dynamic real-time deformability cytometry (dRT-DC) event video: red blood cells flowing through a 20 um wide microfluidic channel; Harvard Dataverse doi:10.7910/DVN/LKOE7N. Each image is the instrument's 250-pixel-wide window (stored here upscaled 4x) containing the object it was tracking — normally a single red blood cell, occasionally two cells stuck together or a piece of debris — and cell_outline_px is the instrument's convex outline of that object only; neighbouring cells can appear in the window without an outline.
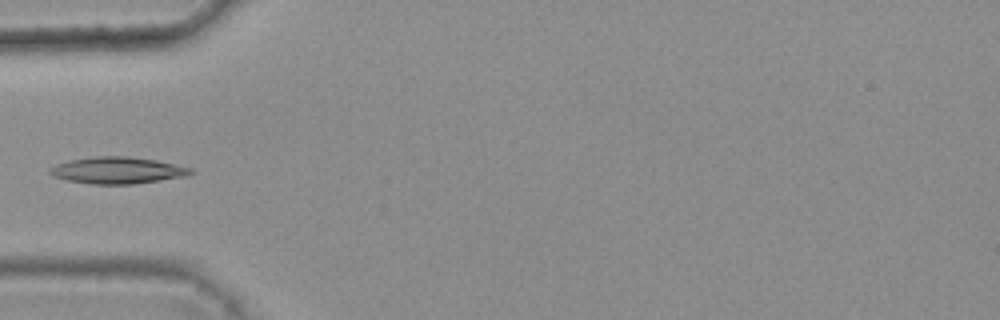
{"species": "common noctule bat (a hibernating species)", "species_latin": "Nyctalus noctula", "temperature_condition": "warm", "stored_images_in_passage": 4, "camera_frame_rate_fps": 3000, "um_per_image_px": 0.085, "animal": {"sex": "female", "body_mass_g": 25.1}, "frame": {"image": 1, "passage_image": 4, "time_ms": 1.0, "image_size_px": [1000, 320], "cell_outline_px": [[196, 172], [188, 176], [132, 184], [92, 184], [68, 180], [52, 176], [48, 172], [48, 168], [56, 164], [72, 160], [96, 156], [124, 156], [156, 160], [192, 168]], "centroid_in_image_um": [10.0, 14.48], "position_along_channel_um": 75.0, "area_um2": 21.85}}